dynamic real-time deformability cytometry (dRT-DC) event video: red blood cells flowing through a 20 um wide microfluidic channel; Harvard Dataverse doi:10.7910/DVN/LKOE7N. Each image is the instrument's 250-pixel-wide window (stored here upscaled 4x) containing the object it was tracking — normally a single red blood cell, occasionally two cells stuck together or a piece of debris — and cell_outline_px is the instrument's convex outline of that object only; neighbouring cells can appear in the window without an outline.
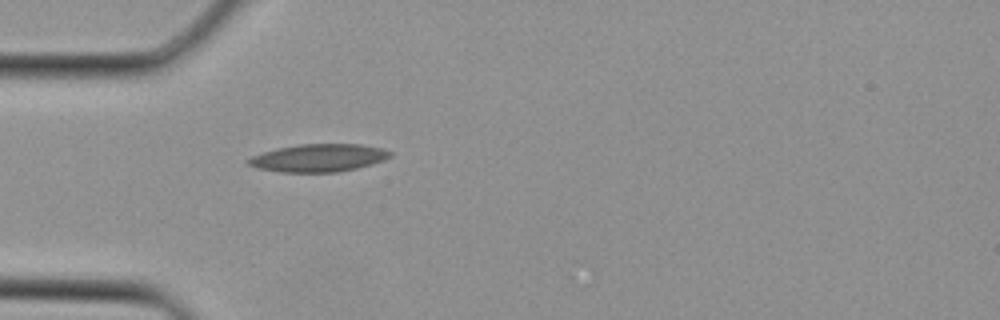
{"species": "Egyptian fruit bat (a non-hibernating species)", "species_latin": "Rousettus aegyptiacus", "temperature_condition": "cold", "stored_images_in_passage": 3, "camera_frame_rate_fps": 3000, "um_per_image_px": 0.085, "animal": {"sex": "female"}, "frame": {"image": 1, "passage_image": 3, "time_ms": 0.667, "image_size_px": [1000, 320], "cell_outline_px": [[392, 156], [384, 160], [372, 164], [356, 168], [336, 172], [280, 172], [256, 168], [248, 164], [244, 160], [252, 156], [264, 152], [280, 148], [300, 144], [360, 144], [384, 148], [392, 152]], "centroid_in_image_um": [27.1, 13.42], "position_along_channel_um": 57.9, "area_um2": 22.95}}